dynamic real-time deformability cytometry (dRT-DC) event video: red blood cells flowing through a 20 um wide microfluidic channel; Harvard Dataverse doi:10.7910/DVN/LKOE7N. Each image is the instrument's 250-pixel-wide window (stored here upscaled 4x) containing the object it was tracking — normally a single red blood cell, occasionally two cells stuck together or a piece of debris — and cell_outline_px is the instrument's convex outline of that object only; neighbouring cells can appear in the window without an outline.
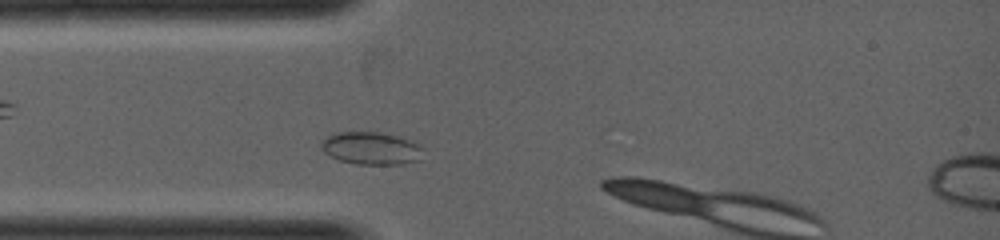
{"species": "common noctule bat (a hibernating species)", "species_latin": "Nyctalus noctula", "temperature_condition": "warm", "stored_images_in_passage": 5, "camera_frame_rate_fps": 5000, "um_per_image_px": 0.085, "animal": {"sex": "female", "body_mass_g": 19.0, "forearm_length_mm": 53.3}, "frame": {"image": 1, "passage_image": 2, "time_ms": 0.2, "image_size_px": [1000, 240], "cell_outline_px": [[424, 148], [420, 160], [404, 164], [356, 164], [340, 160], [324, 152], [320, 148], [320, 140], [332, 132], [380, 132], [412, 140], [420, 144]], "centroid_in_image_um": [31.55, 12.59], "position_along_channel_um": 53.4, "area_um2": 19.71}}
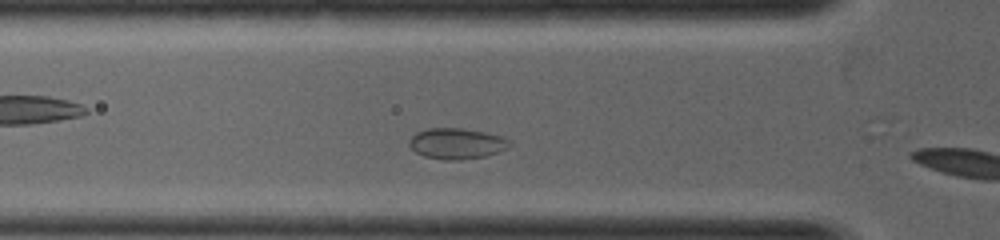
{"frame": {"image": 2, "passage_image": 4, "time_ms": 0.6, "image_size_px": [1000, 240], "cell_outline_px": [[512, 144], [508, 148], [484, 156], [460, 160], [444, 160], [424, 156], [416, 152], [408, 144], [408, 140], [416, 132], [428, 128], [460, 128], [484, 132], [500, 136], [508, 140]], "centroid_in_image_um": [38.78, 12.2], "position_along_channel_um": 87.0, "area_um2": 17.92}}